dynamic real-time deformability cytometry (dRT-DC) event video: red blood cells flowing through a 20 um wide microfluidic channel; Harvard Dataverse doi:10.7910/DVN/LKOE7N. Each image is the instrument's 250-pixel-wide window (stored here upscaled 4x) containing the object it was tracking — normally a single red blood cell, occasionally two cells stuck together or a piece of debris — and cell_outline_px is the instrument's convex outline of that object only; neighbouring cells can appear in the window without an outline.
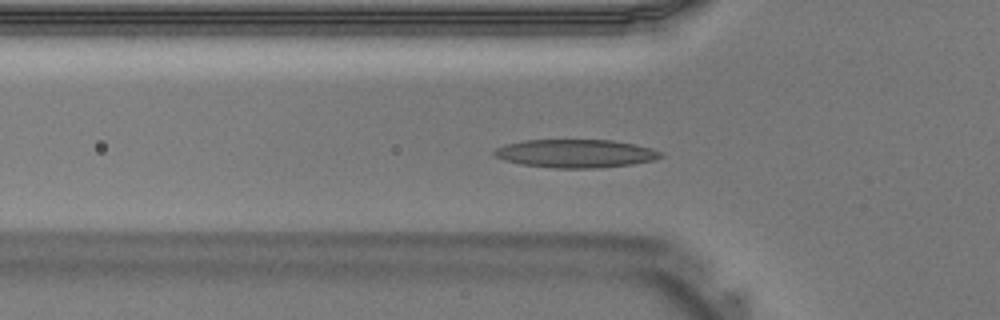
{"species": "Egyptian fruit bat (a non-hibernating species)", "species_latin": "Rousettus aegyptiacus", "temperature_condition": "warm", "stored_images_in_passage": 40, "camera_frame_rate_fps": 3000, "um_per_image_px": 0.085, "animal": {"sex": "male"}, "frame": {"image": 1, "passage_image": 13, "time_ms": 4.0, "image_size_px": [1000, 320], "cell_outline_px": [[664, 156], [656, 160], [632, 164], [600, 168], [556, 168], [520, 164], [504, 160], [492, 156], [492, 152], [496, 148], [504, 144], [524, 140], [612, 140], [636, 144], [652, 148], [660, 152]], "centroid_in_image_um": [48.92, 13.05], "position_along_channel_um": 76.9, "area_um2": 27.69}}
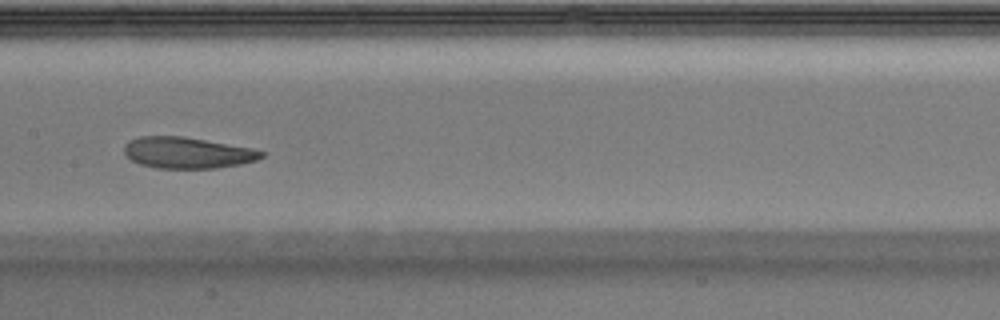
{"frame": {"image": 2, "passage_image": 20, "time_ms": 6.333, "image_size_px": [1000, 320], "cell_outline_px": [[264, 156], [256, 160], [240, 164], [216, 168], [156, 168], [140, 164], [132, 160], [124, 152], [124, 144], [128, 140], [140, 136], [184, 136], [252, 148], [264, 152]], "centroid_in_image_um": [15.91, 12.97], "position_along_channel_um": 191.5, "area_um2": 24.97}}
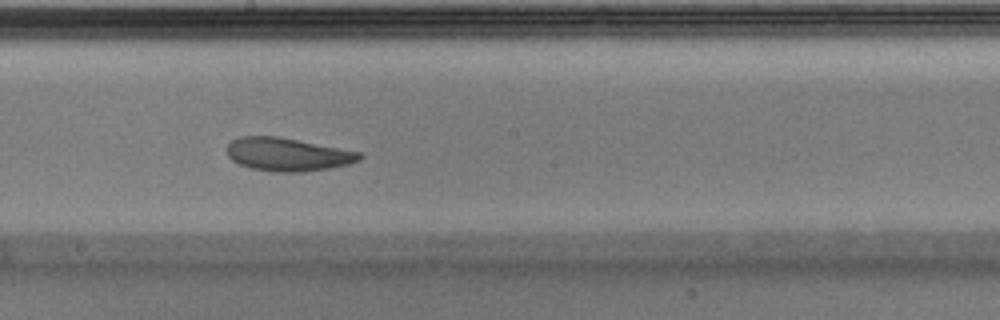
{"frame": {"image": 3, "passage_image": 22, "time_ms": 7.0, "image_size_px": [1000, 320], "cell_outline_px": [[364, 156], [360, 160], [348, 164], [328, 168], [304, 172], [276, 172], [252, 168], [240, 164], [232, 160], [228, 156], [228, 144], [232, 140], [240, 136], [276, 136], [360, 152]], "centroid_in_image_um": [24.45, 13.13], "position_along_channel_um": 223.8, "area_um2": 25.37}}